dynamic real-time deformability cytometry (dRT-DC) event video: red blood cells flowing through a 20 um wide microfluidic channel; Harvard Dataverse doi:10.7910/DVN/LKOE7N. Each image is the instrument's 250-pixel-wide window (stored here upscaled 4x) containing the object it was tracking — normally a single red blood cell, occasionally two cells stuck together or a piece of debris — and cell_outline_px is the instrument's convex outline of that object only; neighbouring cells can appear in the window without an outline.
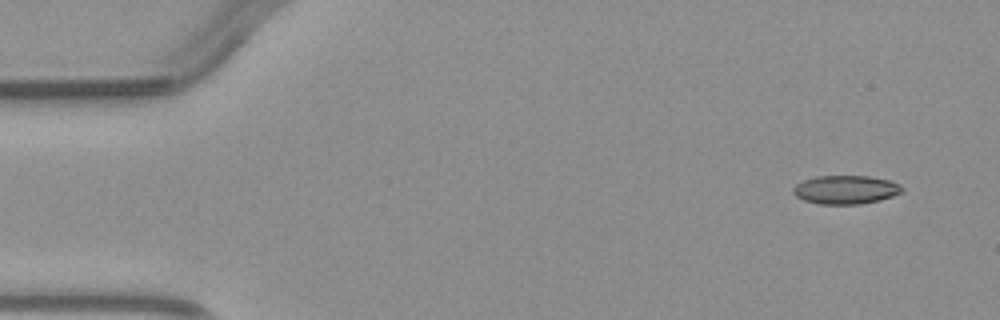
{"species": "common noctule bat (a hibernating species)", "species_latin": "Nyctalus noctula", "temperature_condition": "warm", "stored_images_in_passage": 5, "segment_of_instrument_passage": [1, 2], "camera_frame_rate_fps": 3000, "um_per_image_px": 0.085, "animal": {"sex": "male", "body_mass_g": 23.1, "forearm_length_mm": 52.7}, "frame": {"image": 1, "passage_image": 1, "time_ms": 0.0, "image_size_px": [1000, 320], "cell_outline_px": [[904, 192], [880, 200], [860, 204], [820, 204], [804, 200], [796, 196], [792, 192], [792, 188], [796, 184], [804, 180], [816, 176], [868, 176], [892, 180], [900, 184], [904, 188]], "centroid_in_image_um": [71.92, 16.12], "position_along_channel_um": 13.1, "area_um2": 18.32}}